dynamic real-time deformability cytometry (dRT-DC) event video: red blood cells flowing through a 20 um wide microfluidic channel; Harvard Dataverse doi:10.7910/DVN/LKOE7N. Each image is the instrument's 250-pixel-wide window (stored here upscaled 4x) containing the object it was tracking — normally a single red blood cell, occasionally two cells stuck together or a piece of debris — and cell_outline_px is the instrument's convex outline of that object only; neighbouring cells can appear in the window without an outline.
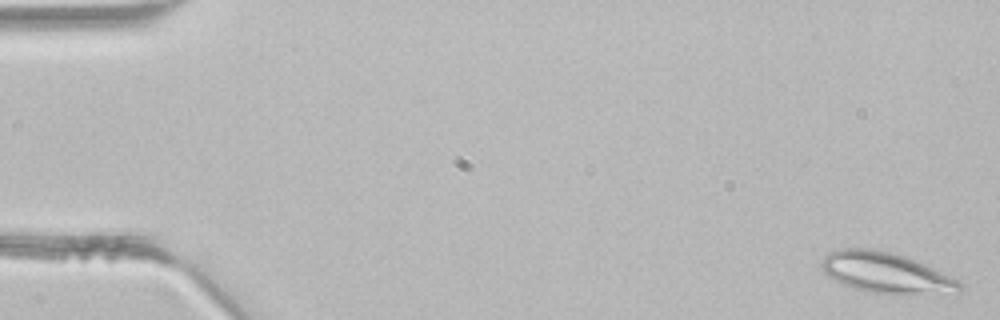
{"species": "common noctule bat (a hibernating species)", "species_latin": "Nyctalus noctula", "temperature_condition": "room temperature", "stored_images_in_passage": 4, "camera_frame_rate_fps": 3000, "um_per_image_px": 0.085, "animal": {"sex": "male", "body_mass_g": 21.5, "forearm_length_mm": 52.0}, "frame": {"image": 1, "passage_image": 1, "time_ms": 0.0, "image_size_px": [1000, 320], "cell_outline_px": [[964, 288], [900, 296], [868, 292], [844, 284], [828, 276], [820, 268], [820, 264], [824, 256], [828, 252], [840, 248], [876, 248], [892, 252], [916, 260], [960, 280], [964, 284]], "centroid_in_image_um": [75.25, 23.16], "position_along_channel_um": 9.8, "area_um2": 32.71}}